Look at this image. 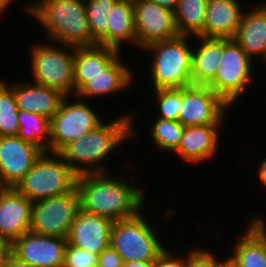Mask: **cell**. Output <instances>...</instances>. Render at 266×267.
Masks as SVG:
<instances>
[{
  "instance_id": "60d3db41",
  "label": "cell",
  "mask_w": 266,
  "mask_h": 267,
  "mask_svg": "<svg viewBox=\"0 0 266 267\" xmlns=\"http://www.w3.org/2000/svg\"><path fill=\"white\" fill-rule=\"evenodd\" d=\"M9 253V244L0 241V267L2 265L3 260Z\"/></svg>"
},
{
  "instance_id": "ba28073f",
  "label": "cell",
  "mask_w": 266,
  "mask_h": 267,
  "mask_svg": "<svg viewBox=\"0 0 266 267\" xmlns=\"http://www.w3.org/2000/svg\"><path fill=\"white\" fill-rule=\"evenodd\" d=\"M253 66V60L233 38H224V52L219 68L208 86L232 106L247 89L246 86L251 85Z\"/></svg>"
},
{
  "instance_id": "74e56055",
  "label": "cell",
  "mask_w": 266,
  "mask_h": 267,
  "mask_svg": "<svg viewBox=\"0 0 266 267\" xmlns=\"http://www.w3.org/2000/svg\"><path fill=\"white\" fill-rule=\"evenodd\" d=\"M168 10L174 11L178 0H149Z\"/></svg>"
},
{
  "instance_id": "d6a6232c",
  "label": "cell",
  "mask_w": 266,
  "mask_h": 267,
  "mask_svg": "<svg viewBox=\"0 0 266 267\" xmlns=\"http://www.w3.org/2000/svg\"><path fill=\"white\" fill-rule=\"evenodd\" d=\"M218 259L209 250L192 249L187 253V267H219L223 261Z\"/></svg>"
},
{
  "instance_id": "5bb4252c",
  "label": "cell",
  "mask_w": 266,
  "mask_h": 267,
  "mask_svg": "<svg viewBox=\"0 0 266 267\" xmlns=\"http://www.w3.org/2000/svg\"><path fill=\"white\" fill-rule=\"evenodd\" d=\"M42 153L19 136H0V184L14 188Z\"/></svg>"
},
{
  "instance_id": "8fae6325",
  "label": "cell",
  "mask_w": 266,
  "mask_h": 267,
  "mask_svg": "<svg viewBox=\"0 0 266 267\" xmlns=\"http://www.w3.org/2000/svg\"><path fill=\"white\" fill-rule=\"evenodd\" d=\"M229 107L209 86L182 87L178 121L184 126L222 124Z\"/></svg>"
},
{
  "instance_id": "44dd1931",
  "label": "cell",
  "mask_w": 266,
  "mask_h": 267,
  "mask_svg": "<svg viewBox=\"0 0 266 267\" xmlns=\"http://www.w3.org/2000/svg\"><path fill=\"white\" fill-rule=\"evenodd\" d=\"M122 52L117 49L93 45L74 49L75 94L91 80L102 73Z\"/></svg>"
},
{
  "instance_id": "cb8c5ba5",
  "label": "cell",
  "mask_w": 266,
  "mask_h": 267,
  "mask_svg": "<svg viewBox=\"0 0 266 267\" xmlns=\"http://www.w3.org/2000/svg\"><path fill=\"white\" fill-rule=\"evenodd\" d=\"M108 47L121 51L124 43L136 47V30L133 4L116 1L108 12ZM124 42V43H123ZM122 44V45H121Z\"/></svg>"
},
{
  "instance_id": "5b68a950",
  "label": "cell",
  "mask_w": 266,
  "mask_h": 267,
  "mask_svg": "<svg viewBox=\"0 0 266 267\" xmlns=\"http://www.w3.org/2000/svg\"><path fill=\"white\" fill-rule=\"evenodd\" d=\"M77 176L59 153L43 152L14 188L34 202L72 191Z\"/></svg>"
},
{
  "instance_id": "e575fe53",
  "label": "cell",
  "mask_w": 266,
  "mask_h": 267,
  "mask_svg": "<svg viewBox=\"0 0 266 267\" xmlns=\"http://www.w3.org/2000/svg\"><path fill=\"white\" fill-rule=\"evenodd\" d=\"M155 267H187L186 258L176 257L171 251L164 249L155 260Z\"/></svg>"
},
{
  "instance_id": "7402d4cb",
  "label": "cell",
  "mask_w": 266,
  "mask_h": 267,
  "mask_svg": "<svg viewBox=\"0 0 266 267\" xmlns=\"http://www.w3.org/2000/svg\"><path fill=\"white\" fill-rule=\"evenodd\" d=\"M119 55L102 73L91 78L75 95L85 99L92 97H102L106 94H115L129 88L133 84V74L131 69L120 58ZM128 87V88H126Z\"/></svg>"
},
{
  "instance_id": "b9f144b4",
  "label": "cell",
  "mask_w": 266,
  "mask_h": 267,
  "mask_svg": "<svg viewBox=\"0 0 266 267\" xmlns=\"http://www.w3.org/2000/svg\"><path fill=\"white\" fill-rule=\"evenodd\" d=\"M13 0H0V15L12 4Z\"/></svg>"
},
{
  "instance_id": "f35d334b",
  "label": "cell",
  "mask_w": 266,
  "mask_h": 267,
  "mask_svg": "<svg viewBox=\"0 0 266 267\" xmlns=\"http://www.w3.org/2000/svg\"><path fill=\"white\" fill-rule=\"evenodd\" d=\"M123 267H155V261L125 262Z\"/></svg>"
},
{
  "instance_id": "4dcf8cb0",
  "label": "cell",
  "mask_w": 266,
  "mask_h": 267,
  "mask_svg": "<svg viewBox=\"0 0 266 267\" xmlns=\"http://www.w3.org/2000/svg\"><path fill=\"white\" fill-rule=\"evenodd\" d=\"M157 103V118L178 121L179 110L182 103L181 88H162L154 90Z\"/></svg>"
},
{
  "instance_id": "2e32d148",
  "label": "cell",
  "mask_w": 266,
  "mask_h": 267,
  "mask_svg": "<svg viewBox=\"0 0 266 267\" xmlns=\"http://www.w3.org/2000/svg\"><path fill=\"white\" fill-rule=\"evenodd\" d=\"M113 223L108 218L79 209L71 225L67 243L99 255L110 245Z\"/></svg>"
},
{
  "instance_id": "8d00e7d4",
  "label": "cell",
  "mask_w": 266,
  "mask_h": 267,
  "mask_svg": "<svg viewBox=\"0 0 266 267\" xmlns=\"http://www.w3.org/2000/svg\"><path fill=\"white\" fill-rule=\"evenodd\" d=\"M1 267H36L28 263H24L15 258L10 252L2 262Z\"/></svg>"
},
{
  "instance_id": "f1b7e54d",
  "label": "cell",
  "mask_w": 266,
  "mask_h": 267,
  "mask_svg": "<svg viewBox=\"0 0 266 267\" xmlns=\"http://www.w3.org/2000/svg\"><path fill=\"white\" fill-rule=\"evenodd\" d=\"M18 110L12 87L0 80V136H17Z\"/></svg>"
},
{
  "instance_id": "9a60e30c",
  "label": "cell",
  "mask_w": 266,
  "mask_h": 267,
  "mask_svg": "<svg viewBox=\"0 0 266 267\" xmlns=\"http://www.w3.org/2000/svg\"><path fill=\"white\" fill-rule=\"evenodd\" d=\"M32 202L13 187L0 193V241L11 244L30 231Z\"/></svg>"
},
{
  "instance_id": "d590c367",
  "label": "cell",
  "mask_w": 266,
  "mask_h": 267,
  "mask_svg": "<svg viewBox=\"0 0 266 267\" xmlns=\"http://www.w3.org/2000/svg\"><path fill=\"white\" fill-rule=\"evenodd\" d=\"M248 228L264 243L266 248V223L261 218L250 220Z\"/></svg>"
},
{
  "instance_id": "836d02e7",
  "label": "cell",
  "mask_w": 266,
  "mask_h": 267,
  "mask_svg": "<svg viewBox=\"0 0 266 267\" xmlns=\"http://www.w3.org/2000/svg\"><path fill=\"white\" fill-rule=\"evenodd\" d=\"M97 264L101 267H123L121 255L111 246H107L99 255Z\"/></svg>"
},
{
  "instance_id": "4316f807",
  "label": "cell",
  "mask_w": 266,
  "mask_h": 267,
  "mask_svg": "<svg viewBox=\"0 0 266 267\" xmlns=\"http://www.w3.org/2000/svg\"><path fill=\"white\" fill-rule=\"evenodd\" d=\"M19 131L17 136L32 143L43 152L50 145V119L28 111L18 110Z\"/></svg>"
},
{
  "instance_id": "7bdbcfd3",
  "label": "cell",
  "mask_w": 266,
  "mask_h": 267,
  "mask_svg": "<svg viewBox=\"0 0 266 267\" xmlns=\"http://www.w3.org/2000/svg\"><path fill=\"white\" fill-rule=\"evenodd\" d=\"M219 267H238L232 260L230 257H228L226 260L224 259V261L219 265Z\"/></svg>"
},
{
  "instance_id": "bcb514c9",
  "label": "cell",
  "mask_w": 266,
  "mask_h": 267,
  "mask_svg": "<svg viewBox=\"0 0 266 267\" xmlns=\"http://www.w3.org/2000/svg\"><path fill=\"white\" fill-rule=\"evenodd\" d=\"M262 61L265 62V64H266V54H265L264 58L262 59Z\"/></svg>"
},
{
  "instance_id": "1f68e13d",
  "label": "cell",
  "mask_w": 266,
  "mask_h": 267,
  "mask_svg": "<svg viewBox=\"0 0 266 267\" xmlns=\"http://www.w3.org/2000/svg\"><path fill=\"white\" fill-rule=\"evenodd\" d=\"M98 255L67 243L63 267H89L97 264Z\"/></svg>"
},
{
  "instance_id": "8992f818",
  "label": "cell",
  "mask_w": 266,
  "mask_h": 267,
  "mask_svg": "<svg viewBox=\"0 0 266 267\" xmlns=\"http://www.w3.org/2000/svg\"><path fill=\"white\" fill-rule=\"evenodd\" d=\"M42 44V45H40ZM32 46L30 53L33 83L58 90L65 96H75L74 46L50 42ZM65 47V48H64ZM69 48V50H68Z\"/></svg>"
},
{
  "instance_id": "7c38bea8",
  "label": "cell",
  "mask_w": 266,
  "mask_h": 267,
  "mask_svg": "<svg viewBox=\"0 0 266 267\" xmlns=\"http://www.w3.org/2000/svg\"><path fill=\"white\" fill-rule=\"evenodd\" d=\"M133 7L138 49L179 36L174 11L149 0H138Z\"/></svg>"
},
{
  "instance_id": "f6af8a7d",
  "label": "cell",
  "mask_w": 266,
  "mask_h": 267,
  "mask_svg": "<svg viewBox=\"0 0 266 267\" xmlns=\"http://www.w3.org/2000/svg\"><path fill=\"white\" fill-rule=\"evenodd\" d=\"M4 188H5V187L2 186V185L0 184V193L2 192V190H3Z\"/></svg>"
},
{
  "instance_id": "9c48e42d",
  "label": "cell",
  "mask_w": 266,
  "mask_h": 267,
  "mask_svg": "<svg viewBox=\"0 0 266 267\" xmlns=\"http://www.w3.org/2000/svg\"><path fill=\"white\" fill-rule=\"evenodd\" d=\"M77 100L68 102L65 96L59 110L50 119V145L48 152L59 153L67 144L85 135L103 123L87 100L75 96ZM79 100V101H78Z\"/></svg>"
},
{
  "instance_id": "7dc6e473",
  "label": "cell",
  "mask_w": 266,
  "mask_h": 267,
  "mask_svg": "<svg viewBox=\"0 0 266 267\" xmlns=\"http://www.w3.org/2000/svg\"><path fill=\"white\" fill-rule=\"evenodd\" d=\"M89 267H101V266H99L98 264H96L94 266H89Z\"/></svg>"
},
{
  "instance_id": "30bf717a",
  "label": "cell",
  "mask_w": 266,
  "mask_h": 267,
  "mask_svg": "<svg viewBox=\"0 0 266 267\" xmlns=\"http://www.w3.org/2000/svg\"><path fill=\"white\" fill-rule=\"evenodd\" d=\"M80 209L76 187L66 193L32 202L30 231L67 238Z\"/></svg>"
},
{
  "instance_id": "7a4b0ae2",
  "label": "cell",
  "mask_w": 266,
  "mask_h": 267,
  "mask_svg": "<svg viewBox=\"0 0 266 267\" xmlns=\"http://www.w3.org/2000/svg\"><path fill=\"white\" fill-rule=\"evenodd\" d=\"M133 121L131 113L121 114L70 142L59 154L77 175L106 172L101 161L104 162L117 146L134 136Z\"/></svg>"
},
{
  "instance_id": "d6986e66",
  "label": "cell",
  "mask_w": 266,
  "mask_h": 267,
  "mask_svg": "<svg viewBox=\"0 0 266 267\" xmlns=\"http://www.w3.org/2000/svg\"><path fill=\"white\" fill-rule=\"evenodd\" d=\"M239 0H207L204 37L233 38L244 13Z\"/></svg>"
},
{
  "instance_id": "e0dca14e",
  "label": "cell",
  "mask_w": 266,
  "mask_h": 267,
  "mask_svg": "<svg viewBox=\"0 0 266 267\" xmlns=\"http://www.w3.org/2000/svg\"><path fill=\"white\" fill-rule=\"evenodd\" d=\"M221 124L185 126L179 146L174 152L189 163H203L216 155Z\"/></svg>"
},
{
  "instance_id": "ee69618b",
  "label": "cell",
  "mask_w": 266,
  "mask_h": 267,
  "mask_svg": "<svg viewBox=\"0 0 266 267\" xmlns=\"http://www.w3.org/2000/svg\"><path fill=\"white\" fill-rule=\"evenodd\" d=\"M117 1L128 2V3L134 4L138 0H117Z\"/></svg>"
},
{
  "instance_id": "484cf974",
  "label": "cell",
  "mask_w": 266,
  "mask_h": 267,
  "mask_svg": "<svg viewBox=\"0 0 266 267\" xmlns=\"http://www.w3.org/2000/svg\"><path fill=\"white\" fill-rule=\"evenodd\" d=\"M232 250L231 260L238 267H266V248L264 243L246 228Z\"/></svg>"
},
{
  "instance_id": "3957f363",
  "label": "cell",
  "mask_w": 266,
  "mask_h": 267,
  "mask_svg": "<svg viewBox=\"0 0 266 267\" xmlns=\"http://www.w3.org/2000/svg\"><path fill=\"white\" fill-rule=\"evenodd\" d=\"M24 10L43 25L47 41L57 46H92L84 0H38Z\"/></svg>"
},
{
  "instance_id": "d4e9b609",
  "label": "cell",
  "mask_w": 266,
  "mask_h": 267,
  "mask_svg": "<svg viewBox=\"0 0 266 267\" xmlns=\"http://www.w3.org/2000/svg\"><path fill=\"white\" fill-rule=\"evenodd\" d=\"M206 5L207 0H178L174 16L179 35L204 37Z\"/></svg>"
},
{
  "instance_id": "277c9868",
  "label": "cell",
  "mask_w": 266,
  "mask_h": 267,
  "mask_svg": "<svg viewBox=\"0 0 266 267\" xmlns=\"http://www.w3.org/2000/svg\"><path fill=\"white\" fill-rule=\"evenodd\" d=\"M189 38L193 39L192 36L179 35L170 40L151 43L142 49L153 54L149 70L154 90L192 85L193 46L188 43Z\"/></svg>"
},
{
  "instance_id": "83f0119b",
  "label": "cell",
  "mask_w": 266,
  "mask_h": 267,
  "mask_svg": "<svg viewBox=\"0 0 266 267\" xmlns=\"http://www.w3.org/2000/svg\"><path fill=\"white\" fill-rule=\"evenodd\" d=\"M117 0H86L85 8L92 35V46L108 47V12Z\"/></svg>"
},
{
  "instance_id": "ffe728a7",
  "label": "cell",
  "mask_w": 266,
  "mask_h": 267,
  "mask_svg": "<svg viewBox=\"0 0 266 267\" xmlns=\"http://www.w3.org/2000/svg\"><path fill=\"white\" fill-rule=\"evenodd\" d=\"M244 11L233 40L253 60L266 54V3Z\"/></svg>"
},
{
  "instance_id": "4fadbf2b",
  "label": "cell",
  "mask_w": 266,
  "mask_h": 267,
  "mask_svg": "<svg viewBox=\"0 0 266 267\" xmlns=\"http://www.w3.org/2000/svg\"><path fill=\"white\" fill-rule=\"evenodd\" d=\"M67 238L26 232L9 245L18 260L36 267H63Z\"/></svg>"
},
{
  "instance_id": "6da1fadb",
  "label": "cell",
  "mask_w": 266,
  "mask_h": 267,
  "mask_svg": "<svg viewBox=\"0 0 266 267\" xmlns=\"http://www.w3.org/2000/svg\"><path fill=\"white\" fill-rule=\"evenodd\" d=\"M123 179L109 177L106 172L78 175L76 189L80 209L113 222L135 217L143 211L146 196L140 188Z\"/></svg>"
},
{
  "instance_id": "603a6c76",
  "label": "cell",
  "mask_w": 266,
  "mask_h": 267,
  "mask_svg": "<svg viewBox=\"0 0 266 267\" xmlns=\"http://www.w3.org/2000/svg\"><path fill=\"white\" fill-rule=\"evenodd\" d=\"M192 49V85L208 86L215 78L224 52V38L199 37Z\"/></svg>"
},
{
  "instance_id": "ac0fdd59",
  "label": "cell",
  "mask_w": 266,
  "mask_h": 267,
  "mask_svg": "<svg viewBox=\"0 0 266 267\" xmlns=\"http://www.w3.org/2000/svg\"><path fill=\"white\" fill-rule=\"evenodd\" d=\"M14 91L19 110L39 114L51 119L59 110L63 95L58 90L48 88L33 82H15L10 84Z\"/></svg>"
},
{
  "instance_id": "f546056e",
  "label": "cell",
  "mask_w": 266,
  "mask_h": 267,
  "mask_svg": "<svg viewBox=\"0 0 266 267\" xmlns=\"http://www.w3.org/2000/svg\"><path fill=\"white\" fill-rule=\"evenodd\" d=\"M151 125V138L155 143L154 146L162 150L175 152L179 146L181 137L184 132V125L179 121L164 120L156 118Z\"/></svg>"
},
{
  "instance_id": "ab89813d",
  "label": "cell",
  "mask_w": 266,
  "mask_h": 267,
  "mask_svg": "<svg viewBox=\"0 0 266 267\" xmlns=\"http://www.w3.org/2000/svg\"><path fill=\"white\" fill-rule=\"evenodd\" d=\"M257 172L259 180H261L262 184L266 186V158L260 162Z\"/></svg>"
},
{
  "instance_id": "52a82bcc",
  "label": "cell",
  "mask_w": 266,
  "mask_h": 267,
  "mask_svg": "<svg viewBox=\"0 0 266 267\" xmlns=\"http://www.w3.org/2000/svg\"><path fill=\"white\" fill-rule=\"evenodd\" d=\"M153 227L141 212L133 218L116 221L112 226L110 245L124 263L155 261L165 247Z\"/></svg>"
}]
</instances>
